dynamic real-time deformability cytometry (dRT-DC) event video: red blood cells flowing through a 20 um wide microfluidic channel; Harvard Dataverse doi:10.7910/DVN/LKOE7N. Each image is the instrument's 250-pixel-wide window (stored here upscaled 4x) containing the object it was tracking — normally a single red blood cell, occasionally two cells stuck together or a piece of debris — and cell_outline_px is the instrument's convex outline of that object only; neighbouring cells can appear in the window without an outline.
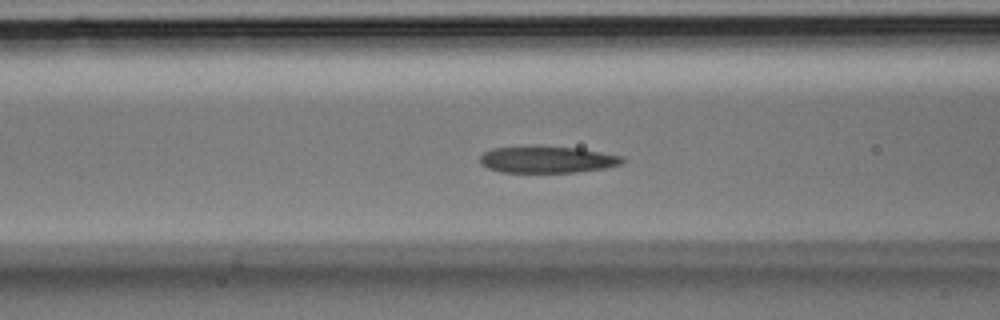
{"species": "Egyptian fruit bat (a non-hibernating species)", "species_latin": "Rousettus aegyptiacus", "temperature_condition": "room temperature", "stored_images_in_passage": 36, "camera_frame_rate_fps": 3000, "um_per_image_px": 0.085, "animal": {"sex": "male"}, "frame": {"image": 1, "passage_image": 13, "time_ms": 4.0, "image_size_px": [1000, 320], "cell_outline_px": [[628, 160], [620, 164], [604, 168], [576, 172], [500, 172], [488, 168], [480, 164], [480, 156], [484, 152], [492, 148], [532, 144], [540, 144], [580, 148], [624, 156]], "centroid_in_image_um": [46.5, 13.52], "position_along_channel_um": 120.1, "area_um2": 23.0}}
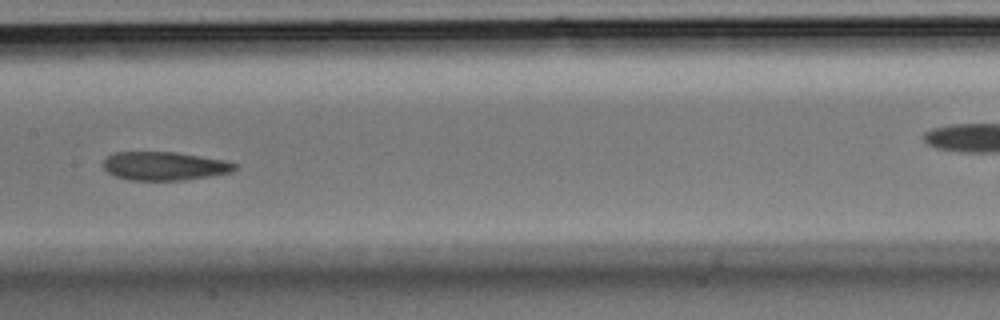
{"frame": {"image": 2, "passage_image": 17, "time_ms": 5.333, "image_size_px": [1000, 320], "cell_outline_px": [[240, 168], [232, 172], [208, 176], [180, 180], [132, 180], [116, 176], [108, 172], [104, 168], [104, 160], [112, 152], [176, 152], [224, 160], [240, 164]], "centroid_in_image_um": [14.03, 14.1], "position_along_channel_um": 193.4, "area_um2": 21.85}}
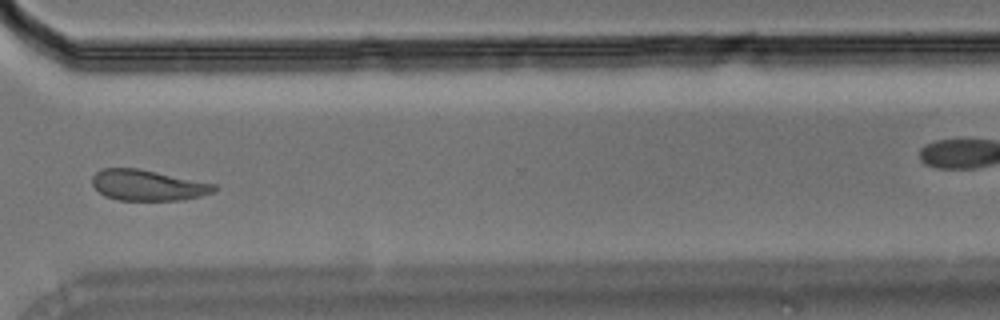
{"frame": {"image": 3, "passage_image": 26, "time_ms": 8.333, "image_size_px": [1000, 320], "cell_outline_px": [[216, 188], [212, 192], [200, 196], [180, 200], [116, 200], [104, 196], [92, 184], [92, 176], [96, 172], [104, 168], [140, 168], [216, 184]], "centroid_in_image_um": [12.53, 15.74], "position_along_channel_um": 358.1, "area_um2": 21.85}}